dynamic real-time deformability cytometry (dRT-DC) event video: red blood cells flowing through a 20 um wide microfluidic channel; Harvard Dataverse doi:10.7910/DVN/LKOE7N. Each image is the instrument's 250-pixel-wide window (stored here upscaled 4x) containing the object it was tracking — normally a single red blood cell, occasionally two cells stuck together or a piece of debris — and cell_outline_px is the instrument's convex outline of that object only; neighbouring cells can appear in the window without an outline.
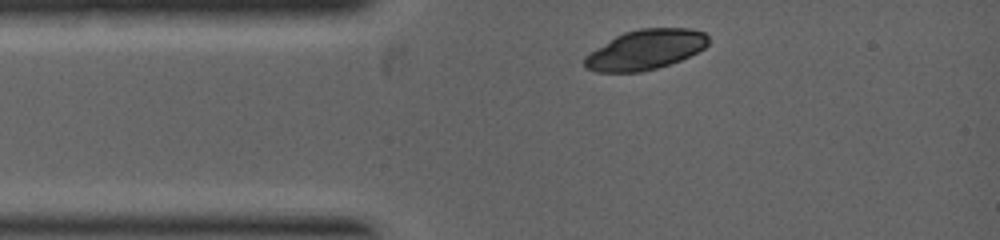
{"species": "common noctule bat (a hibernating species)", "species_latin": "Nyctalus noctula", "temperature_condition": "warm", "stored_images_in_passage": 2, "camera_frame_rate_fps": 5000, "um_per_image_px": 0.085, "animal": {"sex": "female", "body_mass_g": 19.0, "forearm_length_mm": 53.3}, "frame": {"image": 1, "passage_image": 1, "time_ms": 0.0, "image_size_px": [1000, 240], "cell_outline_px": [[708, 44], [704, 48], [680, 60], [656, 68], [640, 72], [596, 72], [584, 68], [584, 56], [596, 48], [616, 36], [624, 32], [640, 28], [692, 28], [704, 32], [708, 36]], "centroid_in_image_um": [54.84, 4.22], "position_along_channel_um": 30.2, "area_um2": 28.73}}